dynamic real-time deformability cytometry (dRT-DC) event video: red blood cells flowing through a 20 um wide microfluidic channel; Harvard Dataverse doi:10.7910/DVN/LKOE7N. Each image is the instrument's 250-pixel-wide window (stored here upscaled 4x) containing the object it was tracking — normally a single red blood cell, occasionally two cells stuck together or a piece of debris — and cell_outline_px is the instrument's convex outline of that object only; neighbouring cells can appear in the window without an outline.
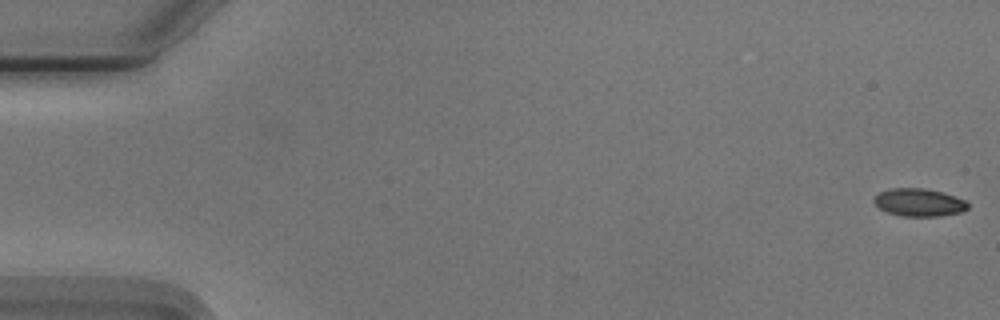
{"species": "Egyptian fruit bat (a non-hibernating species)", "species_latin": "Rousettus aegyptiacus", "temperature_condition": "cold", "stored_images_in_passage": 17, "camera_frame_rate_fps": 3000, "um_per_image_px": 0.085, "animal": {"sex": "male"}, "frame": {"image": 1, "passage_image": 1, "time_ms": 0.0, "image_size_px": [1000, 320], "cell_outline_px": [[968, 208], [960, 212], [940, 216], [904, 216], [888, 212], [880, 208], [872, 200], [880, 192], [888, 188], [924, 188], [956, 196], [964, 200], [968, 204]], "centroid_in_image_um": [78.11, 17.2], "position_along_channel_um": 6.9, "area_um2": 15.03}}